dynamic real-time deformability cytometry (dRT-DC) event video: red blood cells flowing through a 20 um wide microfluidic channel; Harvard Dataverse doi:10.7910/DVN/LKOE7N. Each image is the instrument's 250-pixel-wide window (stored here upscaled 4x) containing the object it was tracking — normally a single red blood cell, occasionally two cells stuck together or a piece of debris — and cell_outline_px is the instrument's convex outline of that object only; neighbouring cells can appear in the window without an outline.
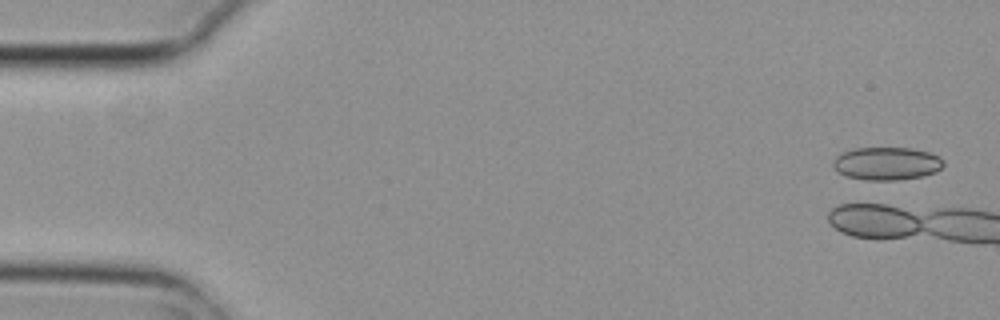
{"species": "common noctule bat (a hibernating species)", "species_latin": "Nyctalus noctula", "temperature_condition": "cold", "stored_images_in_passage": 7, "camera_frame_rate_fps": 3000, "um_per_image_px": 0.085, "animal": {"sex": "female", "body_mass_g": 29.2, "forearm_length_mm": 56.3}, "frame": {"image": 1, "passage_image": 1, "time_ms": 0.0, "image_size_px": [1000, 320], "cell_outline_px": [[944, 164], [936, 172], [920, 176], [900, 180], [868, 180], [848, 176], [840, 172], [832, 164], [832, 160], [836, 156], [844, 152], [856, 148], [908, 148], [928, 152], [940, 156], [944, 160]], "centroid_in_image_um": [75.4, 13.89], "position_along_channel_um": 9.6, "area_um2": 20.98}}
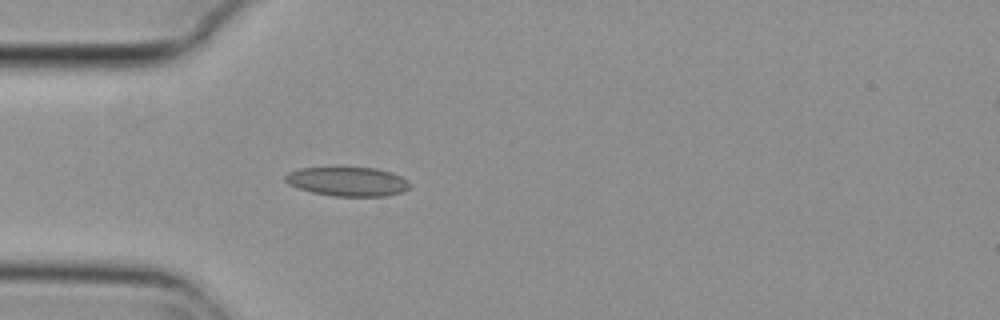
{"frame": {"image": 2, "passage_image": 6, "time_ms": 1.667, "image_size_px": [1000, 320], "cell_outline_px": [[412, 184], [404, 192], [384, 196], [332, 196], [312, 192], [288, 184], [284, 180], [284, 176], [288, 172], [300, 168], [336, 164], [376, 168], [392, 172], [408, 180]], "centroid_in_image_um": [29.53, 15.37], "position_along_channel_um": 55.5, "area_um2": 22.25}}